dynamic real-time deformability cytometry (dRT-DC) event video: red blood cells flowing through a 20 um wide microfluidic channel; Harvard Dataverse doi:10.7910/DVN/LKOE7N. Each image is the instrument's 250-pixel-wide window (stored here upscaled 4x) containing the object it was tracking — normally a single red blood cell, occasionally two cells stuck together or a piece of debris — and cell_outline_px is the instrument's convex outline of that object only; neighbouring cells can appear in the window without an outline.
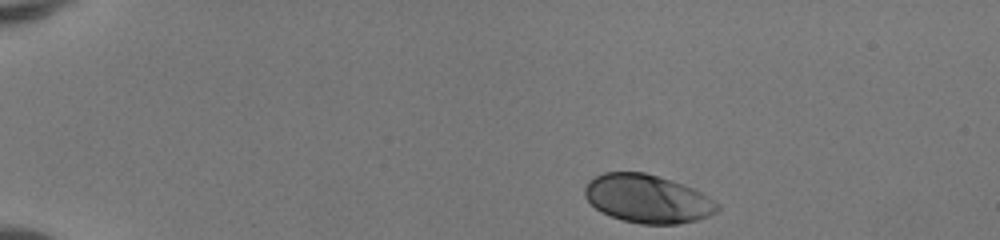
{"species": "human", "species_latin": "Homo sapiens", "temperature_condition": "room temperature", "stored_images_in_passage": 42, "camera_frame_rate_fps": 3000, "um_per_image_px": 0.085, "donor": {"sex": "female"}, "frame": {"image": 1, "passage_image": 1, "time_ms": 0.0, "image_size_px": [1000, 240], "cell_outline_px": [[720, 208], [716, 212], [708, 216], [696, 220], [676, 224], [640, 224], [620, 220], [600, 212], [584, 196], [584, 188], [588, 180], [604, 172], [644, 172], [672, 180], [692, 188], [708, 196], [720, 204]], "centroid_in_image_um": [55.02, 16.9], "position_along_channel_um": 30.0, "area_um2": 37.45}}
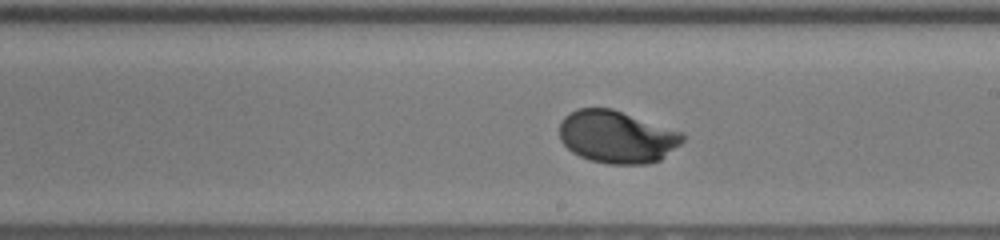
{"frame": {"image": 2, "passage_image": 23, "time_ms": 7.333, "image_size_px": [1000, 240], "cell_outline_px": [[684, 140], [680, 144], [660, 160], [648, 164], [608, 164], [592, 160], [580, 156], [572, 152], [560, 140], [560, 124], [564, 116], [576, 108], [612, 108], [684, 132]], "centroid_in_image_um": [52.45, 11.62], "position_along_channel_um": 236.6, "area_um2": 37.8}}
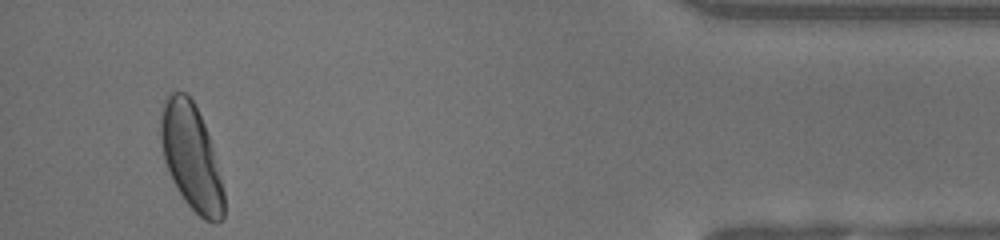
{"frame": {"image": 3, "passage_image": 40, "time_ms": 13.0, "image_size_px": [1000, 240], "cell_outline_px": [[224, 216], [216, 224], [212, 224], [204, 220], [184, 200], [172, 180], [164, 160], [160, 140], [160, 116], [164, 104], [168, 96], [172, 92], [188, 92], [204, 124], [212, 148], [224, 192]], "centroid_in_image_um": [16.24, 13.37], "position_along_channel_um": 419.0, "area_um2": 38.49}, "authors_computed_cell_mechanics": {"area_um2": 37.281, "velocity_mm_per_s": 4.1408, "shape_relaxation_time_tau1_ms": 1.833, "shape_relaxation_time_tau2_ms": null, "deformation_change_tau1": 0.1445, "deformation_change_tau2": null}}